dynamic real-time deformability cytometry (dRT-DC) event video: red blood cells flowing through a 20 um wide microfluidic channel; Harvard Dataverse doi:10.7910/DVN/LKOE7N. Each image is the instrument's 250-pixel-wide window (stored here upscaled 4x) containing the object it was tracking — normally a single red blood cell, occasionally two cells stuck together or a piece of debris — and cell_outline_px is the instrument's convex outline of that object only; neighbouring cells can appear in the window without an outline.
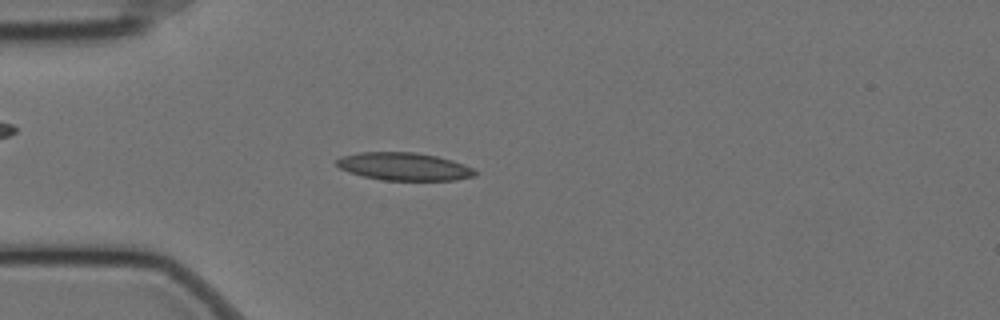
{"species": "Egyptian fruit bat (a non-hibernating species)", "species_latin": "Rousettus aegyptiacus", "temperature_condition": "cold", "stored_images_in_passage": 55, "camera_frame_rate_fps": 3000, "um_per_image_px": 0.085, "animal": {"sex": "female"}, "frame": {"image": 1, "passage_image": 13, "time_ms": 4.0, "image_size_px": [1000, 320], "cell_outline_px": [[476, 176], [456, 180], [380, 180], [348, 172], [340, 168], [336, 164], [336, 160], [340, 156], [360, 152], [416, 152], [436, 156], [452, 160], [464, 164], [472, 168], [476, 172]], "centroid_in_image_um": [34.33, 14.15], "position_along_channel_um": 50.7, "area_um2": 22.48}}
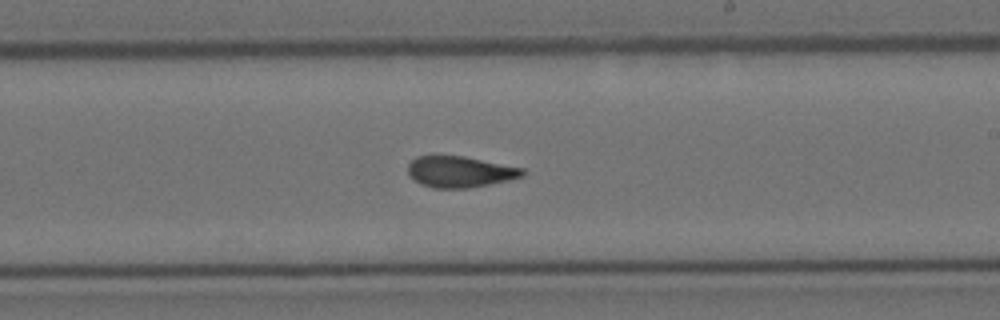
{"frame": {"image": 2, "passage_image": 31, "time_ms": 10.0, "image_size_px": [1000, 320], "cell_outline_px": [[524, 176], [508, 180], [468, 188], [432, 188], [420, 184], [412, 180], [408, 176], [408, 164], [416, 156], [464, 156], [524, 168]], "centroid_in_image_um": [39.05, 14.6], "position_along_channel_um": 249.9, "area_um2": 20.87}}
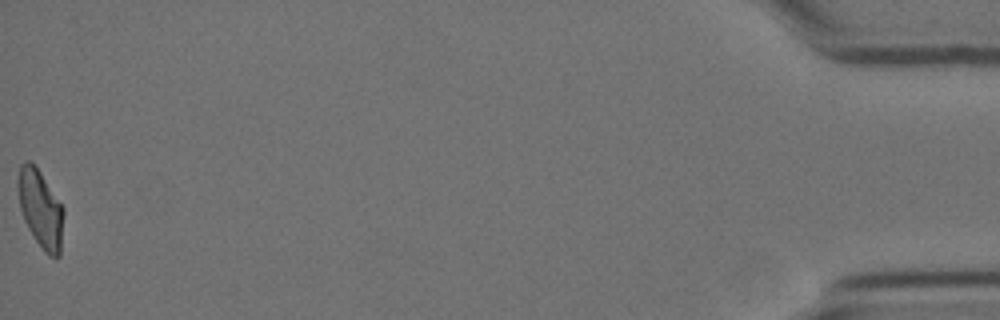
{"frame": {"image": 3, "passage_image": 55, "time_ms": 18.0, "image_size_px": [1000, 320], "cell_outline_px": [[64, 212], [60, 256], [56, 260], [48, 256], [44, 252], [28, 228], [24, 220], [20, 208], [16, 184], [20, 164], [24, 160], [28, 160], [40, 172], [64, 208]], "centroid_in_image_um": [3.44, 17.78], "position_along_channel_um": 431.8, "area_um2": 20.87}, "authors_computed_cell_mechanics": {"area_um2": 21.2704, "velocity_mm_per_s": 3.5076, "shape_relaxation_time_tau1_ms": 9.9071, "shape_relaxation_time_tau2_ms": 2.2741, "deformation_change_tau1": 0.2211, "deformation_change_tau2": 0.0896}}